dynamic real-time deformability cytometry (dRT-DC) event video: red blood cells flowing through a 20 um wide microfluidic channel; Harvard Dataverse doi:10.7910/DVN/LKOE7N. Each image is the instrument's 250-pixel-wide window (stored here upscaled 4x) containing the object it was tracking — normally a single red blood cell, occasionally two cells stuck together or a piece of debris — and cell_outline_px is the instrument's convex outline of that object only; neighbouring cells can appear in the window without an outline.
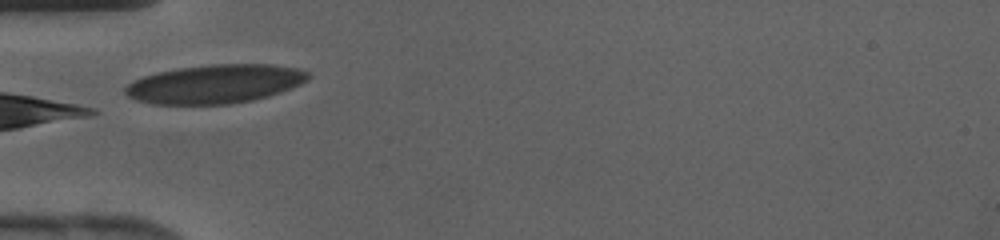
{"species": "human", "species_latin": "Homo sapiens", "temperature_condition": "cold", "stored_images_in_passage": 19, "camera_frame_rate_fps": 3000, "um_per_image_px": 0.085, "donor": {"sex": "female"}, "frame": {"image": 1, "passage_image": 1, "time_ms": 0.0, "image_size_px": [1000, 240], "cell_outline_px": [[312, 76], [308, 80], [292, 88], [268, 96], [252, 100], [228, 104], [152, 104], [136, 100], [128, 96], [124, 92], [124, 88], [132, 80], [156, 72], [180, 68], [212, 64], [272, 64], [300, 68], [308, 72]], "centroid_in_image_um": [18.29, 7.13], "position_along_channel_um": 66.7, "area_um2": 41.5}}